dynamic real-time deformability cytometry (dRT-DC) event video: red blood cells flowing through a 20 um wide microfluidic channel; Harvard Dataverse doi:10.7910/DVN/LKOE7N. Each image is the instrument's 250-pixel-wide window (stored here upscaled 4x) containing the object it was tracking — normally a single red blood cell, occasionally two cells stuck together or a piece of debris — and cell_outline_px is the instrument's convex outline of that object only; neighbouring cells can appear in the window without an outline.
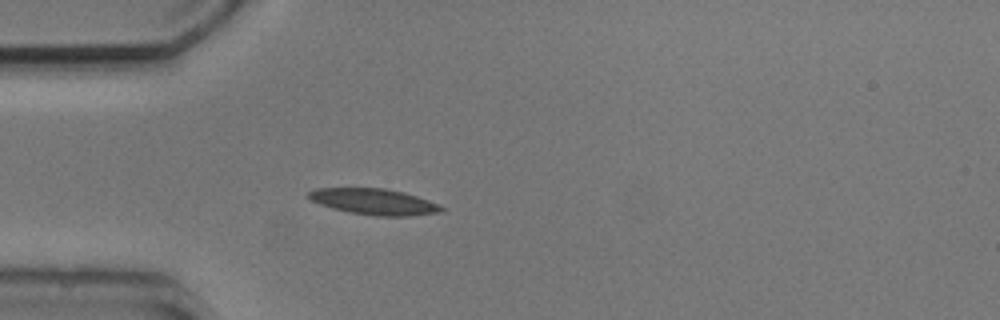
{"species": "common noctule bat (a hibernating species)", "species_latin": "Nyctalus noctula", "temperature_condition": "cold", "stored_images_in_passage": 3, "camera_frame_rate_fps": 3000, "um_per_image_px": 0.085, "animal": {"sex": "male", "body_mass_g": 20.5, "forearm_length_mm": 52.5}, "frame": {"image": 1, "passage_image": 3, "time_ms": 3.333, "image_size_px": [1000, 320], "cell_outline_px": [[444, 212], [412, 216], [376, 216], [348, 212], [332, 208], [320, 204], [312, 200], [308, 196], [308, 192], [316, 188], [384, 188], [404, 192], [440, 204], [444, 208]], "centroid_in_image_um": [31.84, 17.15], "position_along_channel_um": 53.2, "area_um2": 20.23}}